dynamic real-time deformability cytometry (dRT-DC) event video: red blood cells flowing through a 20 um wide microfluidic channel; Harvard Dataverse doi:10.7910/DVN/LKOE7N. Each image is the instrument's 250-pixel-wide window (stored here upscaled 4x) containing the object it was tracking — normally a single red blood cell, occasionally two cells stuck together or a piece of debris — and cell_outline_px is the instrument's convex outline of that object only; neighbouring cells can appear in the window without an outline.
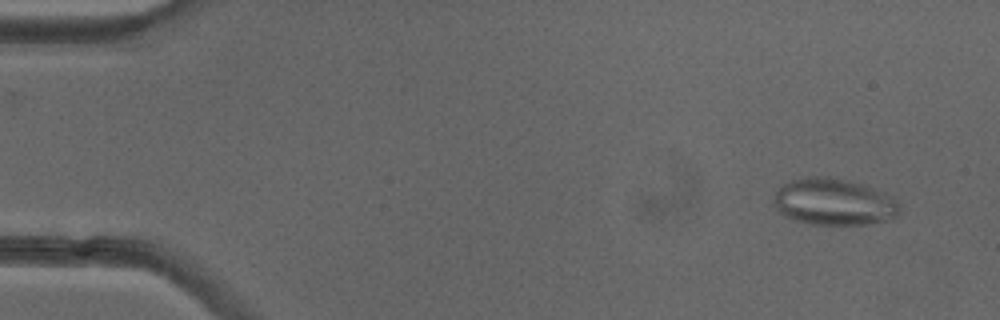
{"species": "common noctule bat (a hibernating species)", "species_latin": "Nyctalus noctula", "temperature_condition": "cold", "stored_images_in_passage": 52, "camera_frame_rate_fps": 3000, "um_per_image_px": 0.085, "animal": {"sex": "female"}, "frame": {"image": 1, "passage_image": 4, "time_ms": 1.0, "image_size_px": [1000, 320], "cell_outline_px": [[900, 208], [896, 216], [892, 220], [868, 224], [808, 224], [792, 220], [776, 212], [772, 204], [776, 192], [784, 184], [792, 180], [816, 176], [828, 176], [848, 180], [864, 184], [884, 192], [892, 196], [900, 204]], "centroid_in_image_um": [70.88, 17.17], "position_along_channel_um": 14.1, "area_um2": 34.74}}
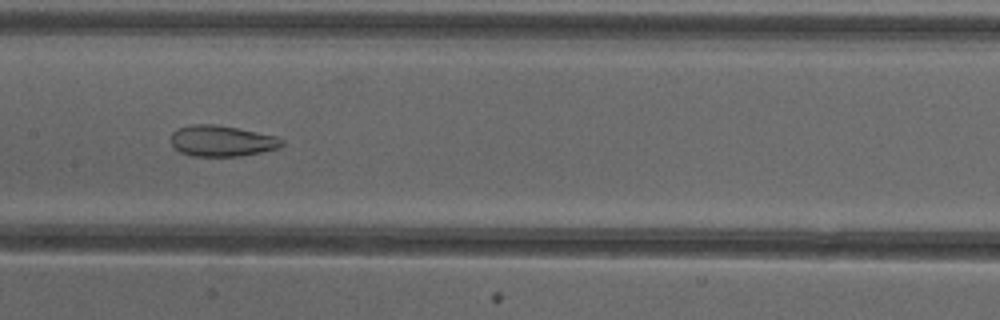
{"frame": {"image": 2, "passage_image": 26, "time_ms": 8.333, "image_size_px": [1000, 320], "cell_outline_px": [[284, 144], [280, 148], [240, 156], [192, 156], [180, 152], [172, 148], [172, 132], [180, 128], [192, 124], [216, 124], [276, 136], [284, 140]], "centroid_in_image_um": [18.85, 11.98], "position_along_channel_um": 188.5, "area_um2": 20.0}}
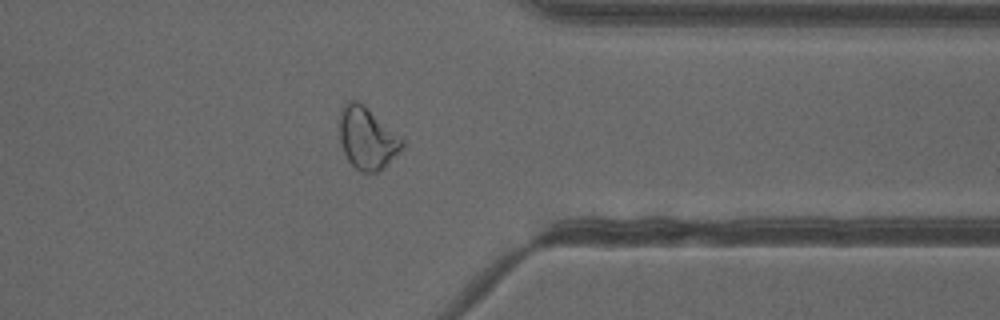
{"frame": {"image": 3, "passage_image": 41, "time_ms": 13.333, "image_size_px": [1000, 320], "cell_outline_px": [[404, 148], [400, 152], [376, 172], [364, 172], [356, 168], [348, 160], [344, 152], [340, 140], [340, 108], [348, 100], [356, 100], [364, 104], [404, 136]], "centroid_in_image_um": [31.25, 11.69], "position_along_channel_um": 380.1, "area_um2": 23.0}, "authors_computed_cell_mechanics": {"area_um2": 25.143, "velocity_mm_per_s": 3.9926, "shape_relaxation_time_tau1_ms": null, "shape_relaxation_time_tau2_ms": 1.8584, "deformation_change_tau1": null, "deformation_change_tau2": 0.0885}}